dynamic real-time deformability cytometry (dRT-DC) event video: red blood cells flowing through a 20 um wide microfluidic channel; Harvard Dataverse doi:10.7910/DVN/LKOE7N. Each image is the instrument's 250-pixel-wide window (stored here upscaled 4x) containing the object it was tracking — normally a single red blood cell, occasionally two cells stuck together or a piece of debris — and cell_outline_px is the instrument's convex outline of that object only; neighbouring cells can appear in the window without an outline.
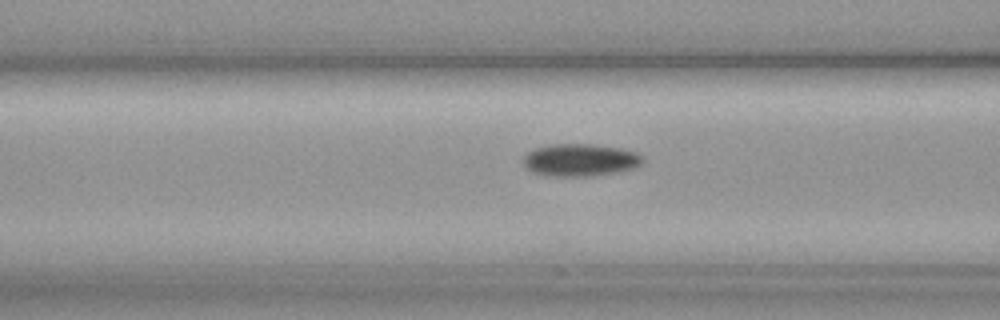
{"species": "common noctule bat (a hibernating species)", "species_latin": "Nyctalus noctula", "temperature_condition": "cold", "stored_images_in_passage": 37, "camera_frame_rate_fps": 3000, "um_per_image_px": 0.085, "animal": {"sex": "female", "body_mass_g": 19.3, "forearm_length_mm": 54.1}, "frame": {"image": 1, "passage_image": 9, "time_ms": 2.667, "image_size_px": [1000, 320], "cell_outline_px": [[640, 164], [632, 168], [616, 172], [584, 176], [556, 176], [532, 172], [524, 168], [524, 156], [528, 152], [536, 148], [552, 144], [592, 144], [620, 148], [636, 152], [640, 156]], "centroid_in_image_um": [49.26, 13.59], "position_along_channel_um": 117.3, "area_um2": 22.14}}
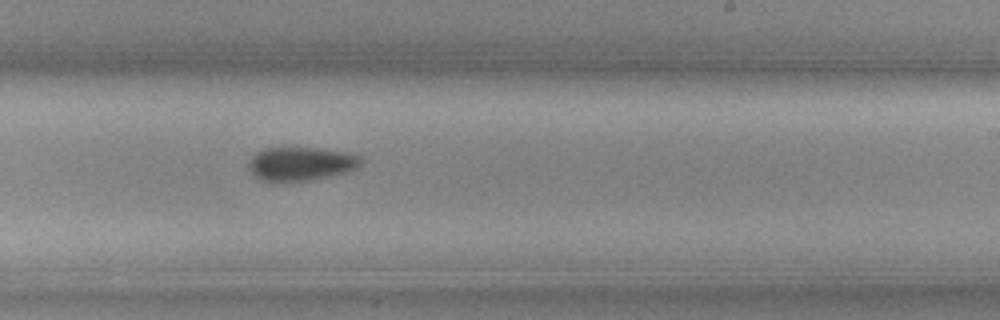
{"frame": {"image": 2, "passage_image": 21, "time_ms": 6.667, "image_size_px": [1000, 320], "cell_outline_px": [[364, 160], [356, 168], [344, 172], [328, 176], [308, 180], [272, 184], [260, 180], [248, 168], [248, 164], [252, 156], [256, 152], [264, 148], [316, 148], [348, 152], [360, 156]], "centroid_in_image_um": [25.53, 13.94], "position_along_channel_um": 263.5, "area_um2": 22.31}}
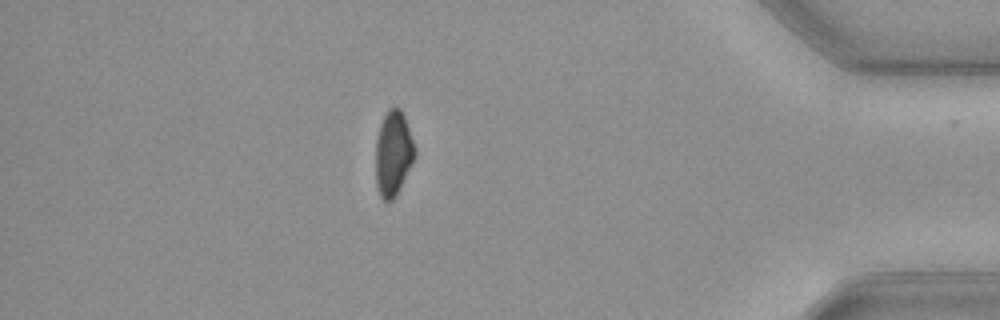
{"frame": {"image": 3, "passage_image": 36, "time_ms": 11.667, "image_size_px": [1000, 320], "cell_outline_px": [[416, 156], [396, 196], [392, 200], [384, 200], [380, 196], [376, 184], [376, 140], [380, 124], [388, 108], [400, 108], [404, 116], [416, 148]], "centroid_in_image_um": [33.43, 13.04], "position_along_channel_um": 401.8, "area_um2": 19.36}, "authors_computed_cell_mechanics": {"area_um2": 21.4438, "velocity_mm_per_s": 3.6716, "shape_relaxation_time_tau1_ms": 4.6373, "shape_relaxation_time_tau2_ms": null, "deformation_change_tau1": 0.097, "deformation_change_tau2": null}}